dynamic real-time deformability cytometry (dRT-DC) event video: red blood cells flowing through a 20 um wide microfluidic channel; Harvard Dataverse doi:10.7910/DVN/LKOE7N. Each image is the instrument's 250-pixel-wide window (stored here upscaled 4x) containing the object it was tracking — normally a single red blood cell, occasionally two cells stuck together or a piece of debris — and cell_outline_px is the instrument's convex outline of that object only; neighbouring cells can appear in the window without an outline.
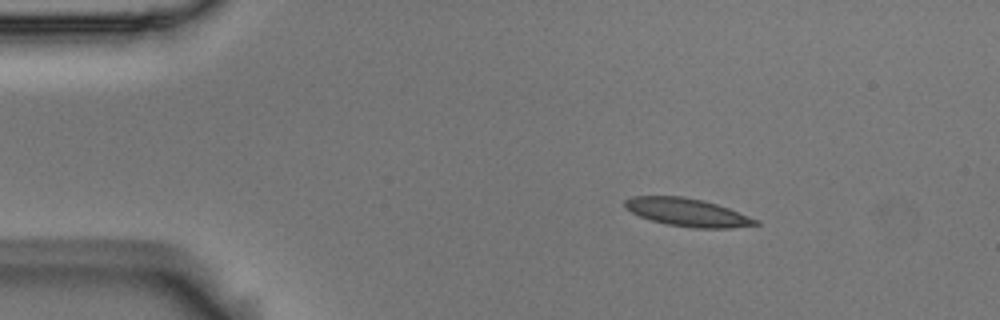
{"species": "Egyptian fruit bat (a non-hibernating species)", "species_latin": "Rousettus aegyptiacus", "temperature_condition": "room temperature", "stored_images_in_passage": 3, "camera_frame_rate_fps": 3000, "um_per_image_px": 0.085, "animal": {"sex": "male"}, "frame": {"image": 1, "passage_image": 1, "time_ms": 0.0, "image_size_px": [1000, 320], "cell_outline_px": [[760, 224], [732, 228], [692, 228], [668, 224], [652, 220], [640, 216], [624, 208], [624, 200], [632, 196], [680, 196], [704, 200], [728, 208], [760, 220]], "centroid_in_image_um": [58.43, 18.05], "position_along_channel_um": 26.6, "area_um2": 21.27}}